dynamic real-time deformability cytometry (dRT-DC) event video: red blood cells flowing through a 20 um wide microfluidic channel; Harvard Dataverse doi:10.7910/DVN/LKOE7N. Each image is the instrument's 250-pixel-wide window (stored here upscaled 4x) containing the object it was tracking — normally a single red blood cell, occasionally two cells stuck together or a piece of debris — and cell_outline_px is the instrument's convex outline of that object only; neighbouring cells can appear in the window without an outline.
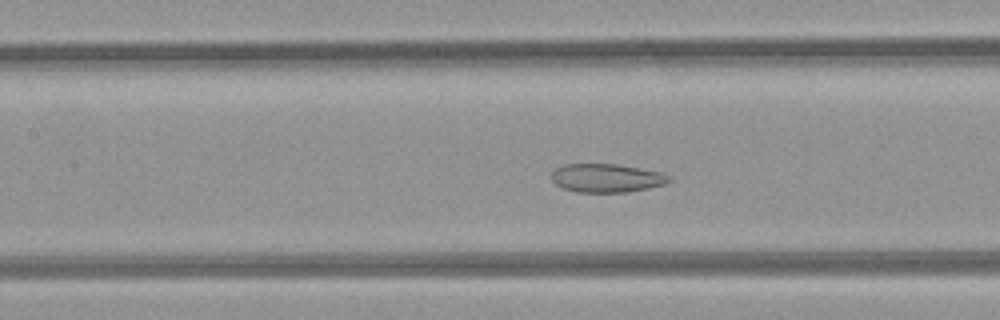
{"species": "common noctule bat (a hibernating species)", "species_latin": "Nyctalus noctula", "temperature_condition": "room temperature", "stored_images_in_passage": 45, "camera_frame_rate_fps": 3000, "um_per_image_px": 0.085, "animal": {"sex": "female", "body_mass_g": 21.9}, "frame": {"image": 1, "passage_image": 22, "time_ms": 7.0, "image_size_px": [1000, 320], "cell_outline_px": [[672, 180], [664, 184], [648, 188], [628, 192], [576, 192], [560, 188], [552, 180], [552, 172], [556, 168], [564, 164], [616, 164], [660, 172], [672, 176]], "centroid_in_image_um": [51.55, 15.14], "position_along_channel_um": 155.9, "area_um2": 19.59}}
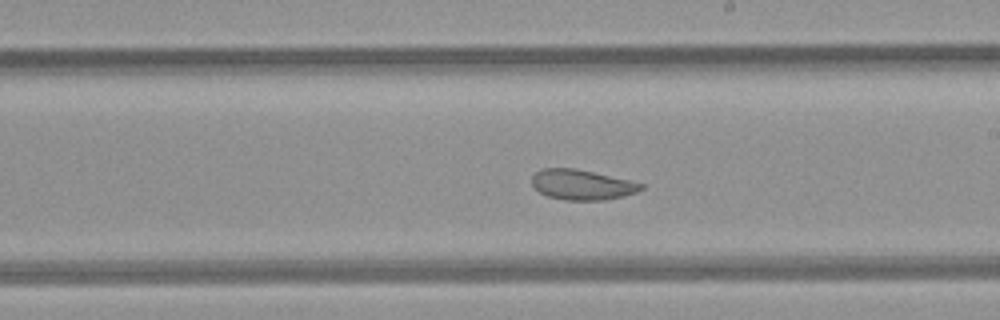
{"frame": {"image": 2, "passage_image": 28, "time_ms": 9.0, "image_size_px": [1000, 320], "cell_outline_px": [[644, 188], [636, 192], [624, 196], [604, 200], [564, 200], [548, 196], [540, 192], [532, 184], [532, 176], [540, 168], [572, 168], [592, 172], [628, 180], [644, 184]], "centroid_in_image_um": [49.45, 15.7], "position_along_channel_um": 239.5, "area_um2": 19.02}}
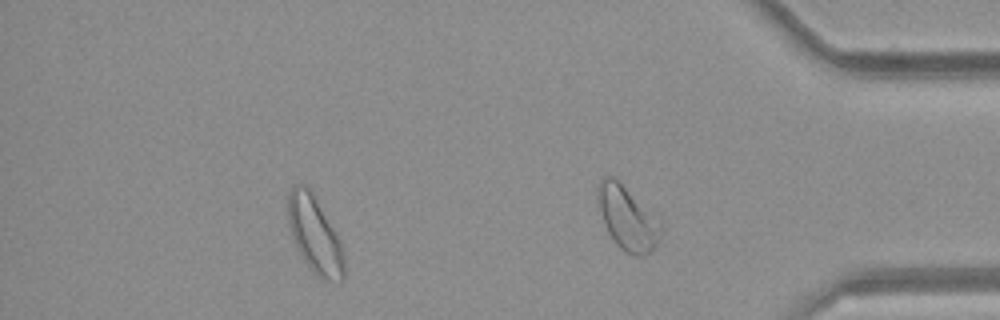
{"frame": {"image": 3, "passage_image": 39, "time_ms": 12.667, "image_size_px": [1000, 320], "cell_outline_px": [[344, 280], [324, 280], [316, 276], [304, 260], [292, 236], [288, 220], [288, 196], [292, 188], [296, 184], [304, 184], [312, 192], [344, 248]], "centroid_in_image_um": [26.77, 19.98], "position_along_channel_um": 408.4, "area_um2": 24.57}, "authors_computed_cell_mechanics": {"area_um2": 25.2008, "velocity_mm_per_s": 4.198, "shape_relaxation_time_tau1_ms": null, "shape_relaxation_time_tau2_ms": 1.4037, "deformation_change_tau1": null, "deformation_change_tau2": 0.065}}